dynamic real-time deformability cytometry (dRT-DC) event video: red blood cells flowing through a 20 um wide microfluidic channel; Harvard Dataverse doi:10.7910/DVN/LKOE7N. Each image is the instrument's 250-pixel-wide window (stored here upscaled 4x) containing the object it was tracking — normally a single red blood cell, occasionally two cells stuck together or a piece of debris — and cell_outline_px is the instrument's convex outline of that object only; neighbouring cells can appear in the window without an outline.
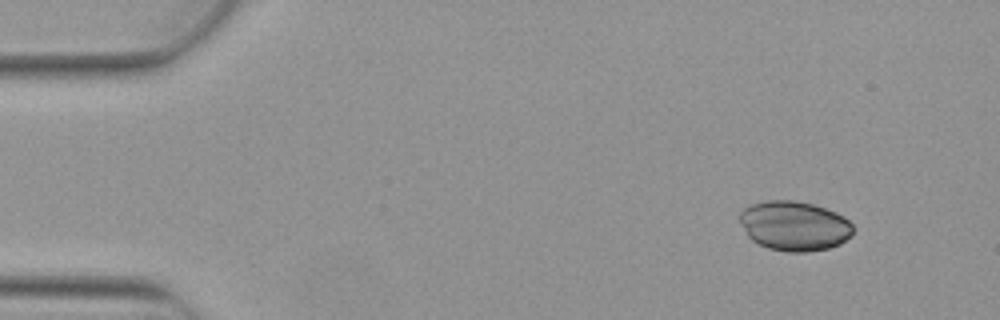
{"species": "Egyptian fruit bat (a non-hibernating species)", "species_latin": "Rousettus aegyptiacus", "temperature_condition": "warm", "stored_images_in_passage": 3, "camera_frame_rate_fps": 3000, "um_per_image_px": 0.085, "animal": {"sex": "female"}, "frame": {"image": 1, "passage_image": 3, "time_ms": 0.667, "image_size_px": [1000, 320], "cell_outline_px": [[856, 228], [852, 236], [840, 244], [828, 248], [808, 252], [788, 252], [768, 248], [752, 240], [748, 236], [740, 220], [740, 212], [744, 208], [752, 204], [764, 200], [792, 200], [812, 204], [836, 212], [844, 216]], "centroid_in_image_um": [67.56, 19.2], "position_along_channel_um": 17.4, "area_um2": 32.95}}